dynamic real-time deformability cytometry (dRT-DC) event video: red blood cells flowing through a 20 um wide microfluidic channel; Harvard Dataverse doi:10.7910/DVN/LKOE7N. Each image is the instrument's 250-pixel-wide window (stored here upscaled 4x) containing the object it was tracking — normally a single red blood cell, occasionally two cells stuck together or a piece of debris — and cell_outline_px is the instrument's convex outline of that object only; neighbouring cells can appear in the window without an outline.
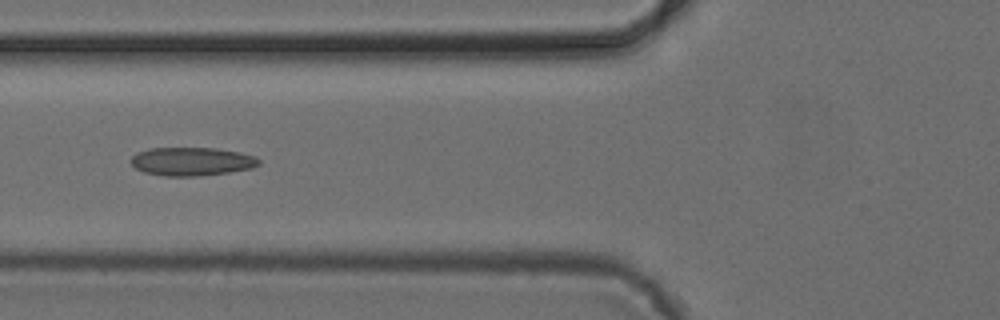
{"species": "common noctule bat (a hibernating species)", "species_latin": "Nyctalus noctula", "temperature_condition": "cold", "stored_images_in_passage": 24, "camera_frame_rate_fps": 3000, "um_per_image_px": 0.085, "animal": {"sex": "female", "body_mass_g": 24.6, "forearm_length_mm": 56.2}, "frame": {"image": 1, "passage_image": 6, "time_ms": 1.667, "image_size_px": [1000, 320], "cell_outline_px": [[260, 164], [252, 168], [228, 172], [200, 176], [164, 176], [144, 172], [136, 168], [128, 160], [136, 152], [148, 148], [216, 148], [240, 152], [256, 156], [260, 160]], "centroid_in_image_um": [16.28, 13.72], "position_along_channel_um": 109.5, "area_um2": 21.39}}
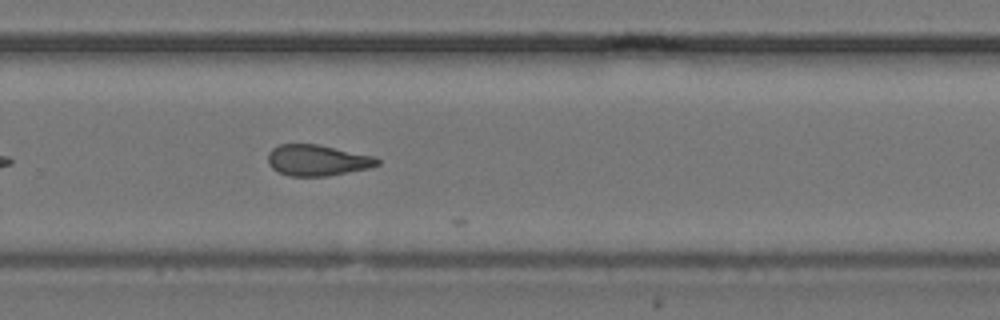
{"frame": {"image": 2, "passage_image": 21, "time_ms": 6.667, "image_size_px": [1000, 320], "cell_outline_px": [[380, 164], [368, 168], [328, 176], [288, 176], [272, 168], [268, 164], [268, 152], [272, 148], [280, 144], [316, 144], [376, 156], [380, 160]], "centroid_in_image_um": [26.97, 13.62], "position_along_channel_um": 302.8, "area_um2": 19.83}}